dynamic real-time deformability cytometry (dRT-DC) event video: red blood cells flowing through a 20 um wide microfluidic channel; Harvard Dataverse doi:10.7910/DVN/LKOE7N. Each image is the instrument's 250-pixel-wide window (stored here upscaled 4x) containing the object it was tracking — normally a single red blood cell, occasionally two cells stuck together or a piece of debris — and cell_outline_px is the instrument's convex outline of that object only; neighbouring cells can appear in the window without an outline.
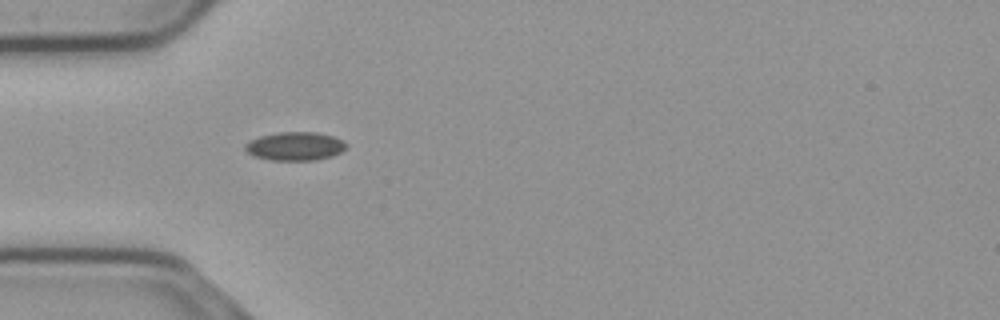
{"species": "common noctule bat (a hibernating species)", "species_latin": "Nyctalus noctula", "temperature_condition": "cold", "stored_images_in_passage": 39, "camera_frame_rate_fps": 3000, "um_per_image_px": 0.085, "animal": {"sex": "male", "body_mass_g": 23.1, "forearm_length_mm": 52.7}, "frame": {"image": 1, "passage_image": 1, "time_ms": 0.0, "image_size_px": [1000, 320], "cell_outline_px": [[348, 144], [340, 152], [332, 156], [316, 160], [272, 160], [252, 156], [244, 148], [244, 144], [260, 136], [280, 132], [316, 132], [332, 136], [344, 140]], "centroid_in_image_um": [25.08, 12.43], "position_along_channel_um": 59.9, "area_um2": 16.76}}
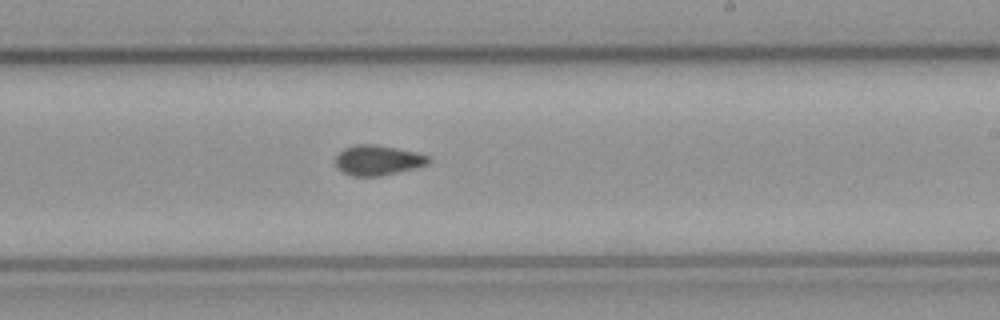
{"frame": {"image": 2, "passage_image": 17, "time_ms": 5.333, "image_size_px": [1000, 320], "cell_outline_px": [[432, 160], [428, 164], [380, 176], [352, 176], [336, 168], [336, 156], [344, 148], [352, 144], [376, 144], [416, 152], [428, 156]], "centroid_in_image_um": [32.09, 13.6], "position_along_channel_um": 256.9, "area_um2": 16.24}}
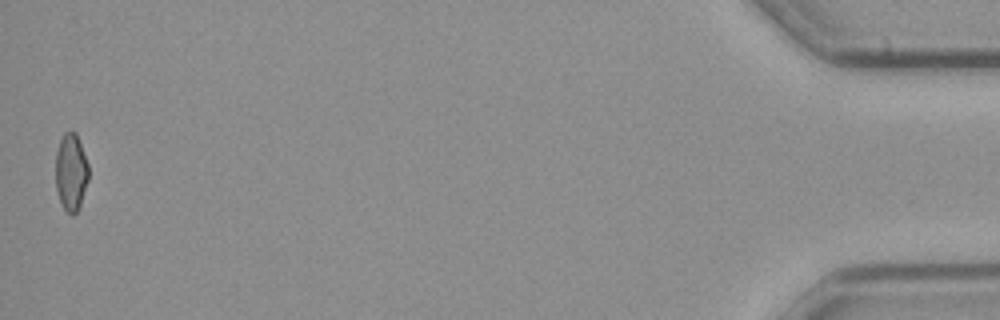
{"frame": {"image": 3, "passage_image": 39, "time_ms": 12.667, "image_size_px": [1000, 320], "cell_outline_px": [[88, 180], [80, 204], [76, 212], [72, 216], [64, 208], [60, 200], [56, 188], [56, 152], [60, 140], [64, 132], [76, 132], [88, 164]], "centroid_in_image_um": [6.03, 14.61], "position_along_channel_um": 429.2, "area_um2": 14.62}, "authors_computed_cell_mechanics": {"area_um2": 16.0106, "velocity_mm_per_s": 3.7246, "shape_relaxation_time_tau1_ms": null, "shape_relaxation_time_tau2_ms": 5.0932, "deformation_change_tau1": null, "deformation_change_tau2": 0.0828}}